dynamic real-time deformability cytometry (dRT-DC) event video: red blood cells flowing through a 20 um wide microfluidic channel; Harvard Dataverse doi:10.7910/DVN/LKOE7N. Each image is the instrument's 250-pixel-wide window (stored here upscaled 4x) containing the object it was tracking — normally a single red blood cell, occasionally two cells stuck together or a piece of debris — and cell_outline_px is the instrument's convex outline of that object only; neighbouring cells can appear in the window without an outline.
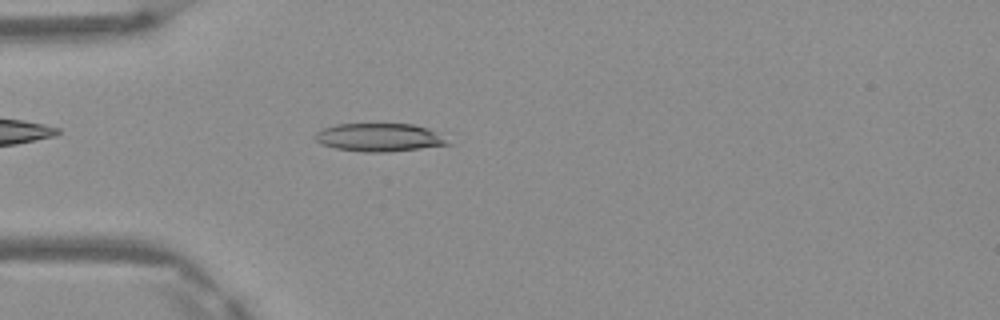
{"species": "Egyptian fruit bat (a non-hibernating species)", "species_latin": "Rousettus aegyptiacus", "temperature_condition": "warm", "stored_images_in_passage": 2, "camera_frame_rate_fps": 3000, "um_per_image_px": 0.085, "frame": {"image": 1, "passage_image": 2, "time_ms": 0.333, "image_size_px": [1000, 320], "cell_outline_px": [[452, 144], [388, 152], [364, 152], [336, 148], [324, 144], [316, 140], [312, 136], [316, 132], [324, 128], [336, 124], [412, 124], [428, 128], [436, 132]], "centroid_in_image_um": [32.22, 11.68], "position_along_channel_um": 52.8, "area_um2": 21.56}}